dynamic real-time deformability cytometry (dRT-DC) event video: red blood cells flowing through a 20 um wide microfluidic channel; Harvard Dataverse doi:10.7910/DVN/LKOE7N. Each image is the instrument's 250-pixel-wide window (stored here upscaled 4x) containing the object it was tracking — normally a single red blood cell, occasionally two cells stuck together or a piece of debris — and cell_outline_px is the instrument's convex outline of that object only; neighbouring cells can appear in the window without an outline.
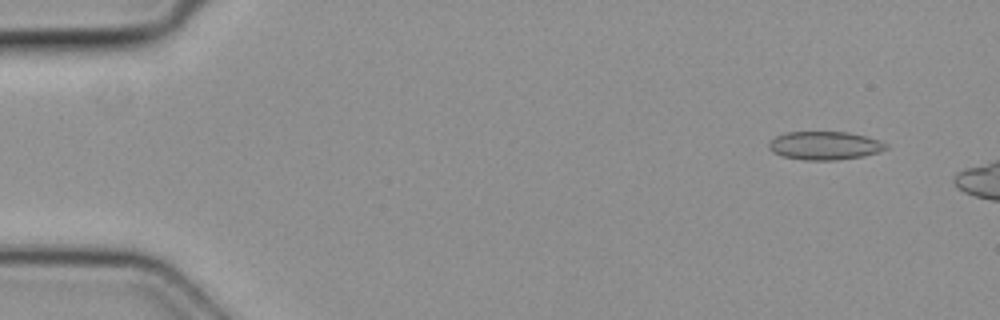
{"species": "common noctule bat (a hibernating species)", "species_latin": "Nyctalus noctula", "temperature_condition": "cold", "stored_images_in_passage": 3, "camera_frame_rate_fps": 3000, "um_per_image_px": 0.085, "animal": {"sex": "female", "body_mass_g": 19.3, "forearm_length_mm": 54.1}, "frame": {"image": 1, "passage_image": 1, "time_ms": 0.0, "image_size_px": [1000, 320], "cell_outline_px": [[888, 148], [880, 152], [864, 156], [836, 160], [804, 160], [784, 156], [772, 152], [768, 148], [768, 140], [784, 132], [848, 132], [880, 140], [888, 144]], "centroid_in_image_um": [70.09, 12.37], "position_along_channel_um": 14.9, "area_um2": 19.54}}